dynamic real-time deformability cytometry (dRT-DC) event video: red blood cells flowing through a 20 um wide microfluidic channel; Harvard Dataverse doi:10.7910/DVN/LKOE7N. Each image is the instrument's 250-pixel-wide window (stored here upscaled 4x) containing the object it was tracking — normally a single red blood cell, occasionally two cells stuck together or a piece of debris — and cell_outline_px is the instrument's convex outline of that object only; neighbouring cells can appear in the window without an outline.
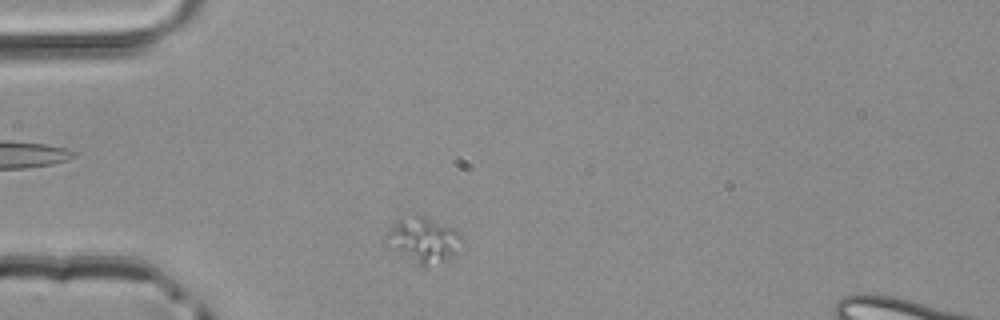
{"species": "common noctule bat (a hibernating species)", "species_latin": "Nyctalus noctula", "temperature_condition": "room temperature", "stored_images_in_passage": 39, "segment_of_instrument_passage": [1, 2], "camera_frame_rate_fps": 3000, "um_per_image_px": 0.085, "animal": {"sex": "male", "body_mass_g": 20.4}, "frame": {"image": 1, "passage_image": 1, "time_ms": 0.0, "image_size_px": [1000, 320], "cell_outline_px": [[464, 240], [448, 260], [424, 268], [388, 232], [400, 220], [416, 216], [424, 216], [452, 228]], "centroid_in_image_um": [36.25, 20.38], "position_along_channel_um": 48.7, "area_um2": 17.22}}
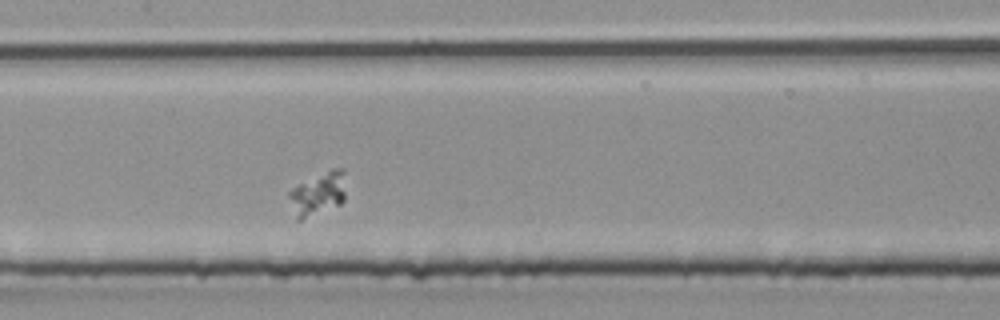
{"frame": {"image": 2, "passage_image": 12, "time_ms": 3.667, "image_size_px": [1000, 320], "cell_outline_px": [[344, 200], [340, 204], [300, 220], [296, 220], [288, 196], [288, 192], [292, 188], [332, 168], [344, 168]], "centroid_in_image_um": [27.02, 16.47], "position_along_channel_um": 180.4, "area_um2": 13.99}}
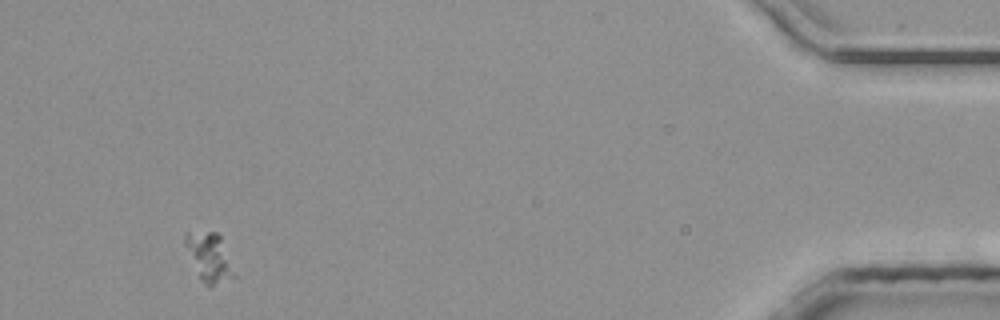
{"frame": {"image": 3, "passage_image": 35, "time_ms": 11.333, "image_size_px": [1000, 320], "cell_outline_px": [[236, 280], [208, 288], [200, 280], [184, 244], [184, 232], [216, 232], [220, 236], [236, 276]], "centroid_in_image_um": [17.8, 21.94], "position_along_channel_um": 417.4, "area_um2": 14.16}}